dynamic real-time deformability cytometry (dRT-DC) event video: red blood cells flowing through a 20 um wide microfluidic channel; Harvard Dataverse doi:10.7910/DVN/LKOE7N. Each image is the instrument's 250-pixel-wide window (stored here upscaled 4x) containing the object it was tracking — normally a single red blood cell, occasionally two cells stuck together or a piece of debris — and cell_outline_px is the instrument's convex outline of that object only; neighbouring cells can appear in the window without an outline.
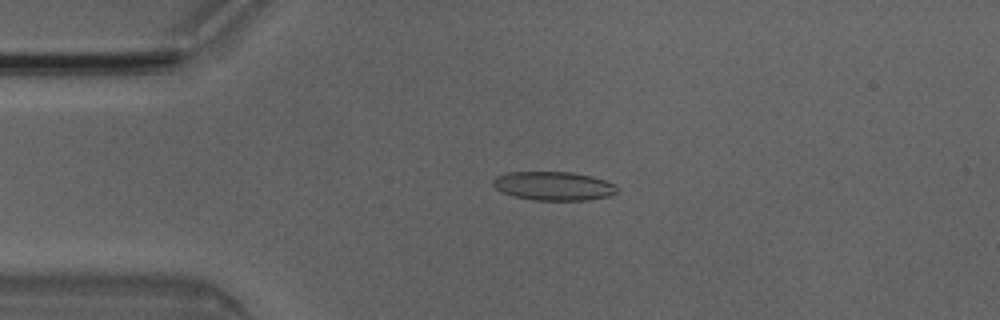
{"species": "Egyptian fruit bat (a non-hibernating species)", "species_latin": "Rousettus aegyptiacus", "temperature_condition": "room temperature", "stored_images_in_passage": 8, "camera_frame_rate_fps": 3000, "um_per_image_px": 0.085, "animal": {"sex": "male"}, "frame": {"image": 1, "passage_image": 4, "time_ms": 1.0, "image_size_px": [1000, 320], "cell_outline_px": [[620, 192], [608, 196], [588, 200], [532, 200], [512, 196], [500, 192], [492, 184], [492, 180], [496, 176], [508, 172], [572, 172], [592, 176], [616, 184], [620, 188]], "centroid_in_image_um": [47.07, 15.81], "position_along_channel_um": 37.9, "area_um2": 21.15}}